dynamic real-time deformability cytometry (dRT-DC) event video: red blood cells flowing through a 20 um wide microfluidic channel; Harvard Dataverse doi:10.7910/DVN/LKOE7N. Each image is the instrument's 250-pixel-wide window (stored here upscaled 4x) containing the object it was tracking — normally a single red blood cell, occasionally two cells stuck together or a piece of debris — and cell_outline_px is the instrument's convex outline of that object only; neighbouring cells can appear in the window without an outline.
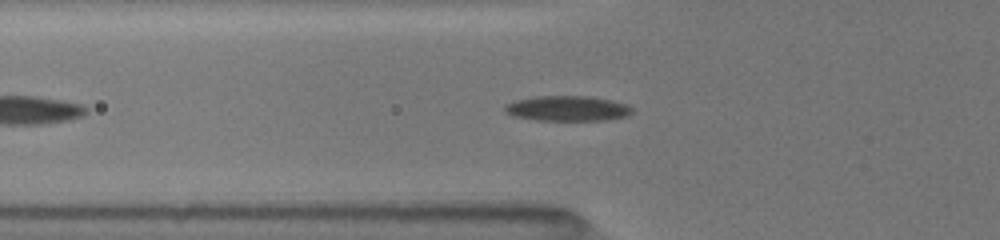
{"species": "common noctule bat (a hibernating species)", "species_latin": "Nyctalus noctula", "temperature_condition": "room temperature", "stored_images_in_passage": 30, "camera_frame_rate_fps": 3000, "um_per_image_px": 0.085, "animal": {"sex": "female", "body_mass_g": 19.5, "forearm_length_mm": 54.1}, "frame": {"image": 1, "passage_image": 15, "time_ms": 2.667, "image_size_px": [1000, 240], "cell_outline_px": [[632, 112], [628, 116], [604, 120], [540, 120], [516, 116], [508, 112], [504, 108], [508, 104], [520, 100], [540, 96], [584, 96], [608, 100], [624, 104], [632, 108]], "centroid_in_image_um": [48.29, 9.23], "position_along_channel_um": 77.5, "area_um2": 17.98}}
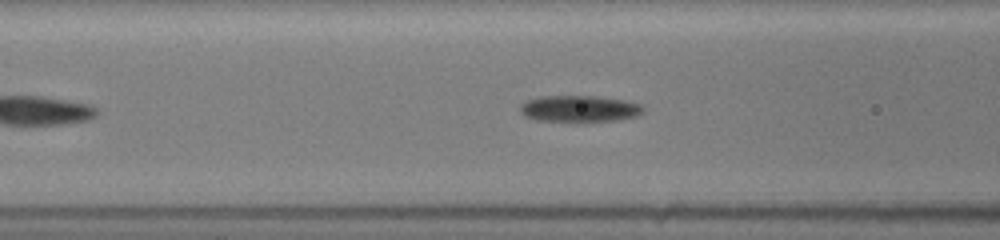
{"frame": {"image": 2, "passage_image": 20, "time_ms": 3.667, "image_size_px": [1000, 240], "cell_outline_px": [[640, 112], [632, 116], [612, 120], [536, 120], [528, 116], [520, 108], [528, 100], [540, 96], [592, 96], [620, 100], [636, 104], [640, 108]], "centroid_in_image_um": [49.16, 9.21], "position_along_channel_um": 117.4, "area_um2": 17.57}}
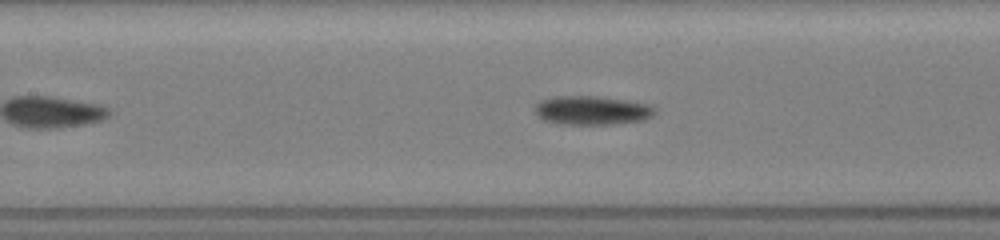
{"frame": {"image": 3, "passage_image": 25, "time_ms": 4.667, "image_size_px": [1000, 240], "cell_outline_px": [[652, 112], [648, 116], [640, 120], [612, 124], [564, 124], [544, 120], [536, 112], [536, 104], [540, 100], [552, 96], [596, 96], [644, 104], [652, 108]], "centroid_in_image_um": [50.18, 9.37], "position_along_channel_um": 157.2, "area_um2": 19.36}}